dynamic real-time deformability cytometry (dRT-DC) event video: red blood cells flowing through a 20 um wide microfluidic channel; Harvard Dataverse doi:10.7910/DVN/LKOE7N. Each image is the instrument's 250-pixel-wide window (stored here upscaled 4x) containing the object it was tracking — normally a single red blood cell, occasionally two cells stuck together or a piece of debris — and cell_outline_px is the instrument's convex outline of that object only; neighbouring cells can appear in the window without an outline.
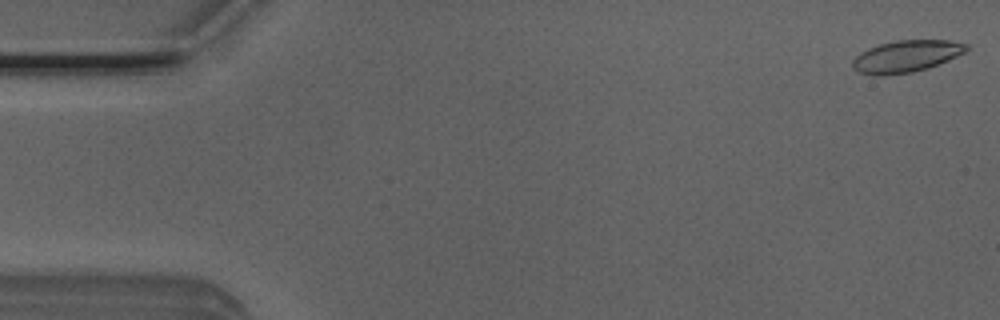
{"species": "Egyptian fruit bat (a non-hibernating species)", "species_latin": "Rousettus aegyptiacus", "temperature_condition": "room temperature", "stored_images_in_passage": 16, "camera_frame_rate_fps": 3000, "um_per_image_px": 0.085, "animal": {"sex": "male"}, "frame": {"image": 1, "passage_image": 1, "time_ms": 0.0, "image_size_px": [1000, 320], "cell_outline_px": [[968, 48], [964, 52], [956, 56], [928, 68], [912, 72], [884, 76], [876, 76], [860, 72], [852, 68], [852, 60], [860, 52], [868, 48], [880, 44], [896, 40], [948, 40], [968, 44]], "centroid_in_image_um": [76.99, 4.79], "position_along_channel_um": 8.0, "area_um2": 21.1}}
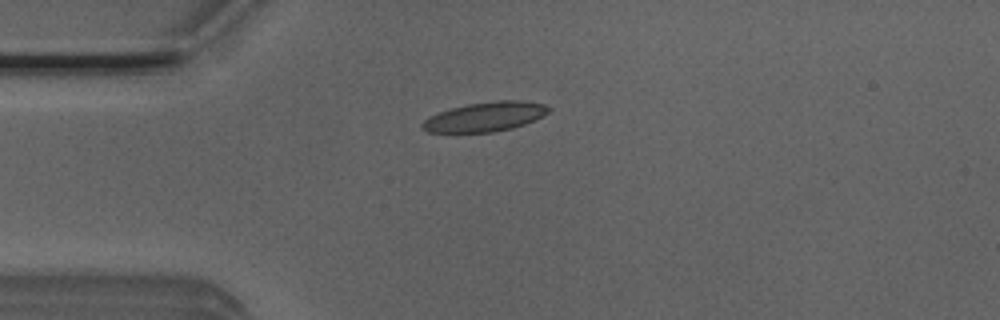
{"frame": {"image": 2, "passage_image": 13, "time_ms": 4.0, "image_size_px": [1000, 320], "cell_outline_px": [[552, 108], [548, 112], [524, 124], [512, 128], [492, 132], [428, 132], [420, 128], [420, 124], [428, 116], [452, 108], [468, 104], [496, 100], [524, 100], [544, 104]], "centroid_in_image_um": [41.21, 9.92], "position_along_channel_um": 43.8, "area_um2": 21.56}}